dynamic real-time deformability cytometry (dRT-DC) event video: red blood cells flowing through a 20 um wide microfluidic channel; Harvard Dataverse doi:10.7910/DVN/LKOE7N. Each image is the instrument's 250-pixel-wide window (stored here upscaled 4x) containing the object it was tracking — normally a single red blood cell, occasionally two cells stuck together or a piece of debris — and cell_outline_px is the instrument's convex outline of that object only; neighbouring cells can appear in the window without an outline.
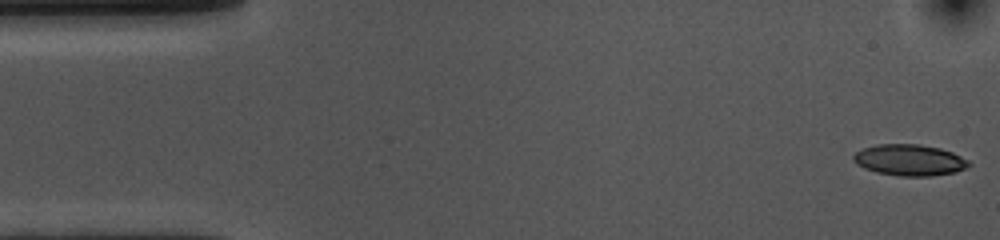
{"species": "common noctule bat (a hibernating species)", "species_latin": "Nyctalus noctula", "temperature_condition": "cold", "stored_images_in_passage": 54, "camera_frame_rate_fps": 3000, "um_per_image_px": 0.085, "animal": {"sex": "female", "body_mass_g": 10.0, "forearm_length_mm": 53.1}, "frame": {"image": 1, "passage_image": 1, "time_ms": 0.0, "image_size_px": [1000, 240], "cell_outline_px": [[972, 164], [968, 168], [956, 172], [932, 176], [900, 176], [876, 172], [864, 168], [856, 164], [852, 160], [852, 156], [856, 152], [864, 148], [876, 144], [920, 144], [940, 148], [952, 152], [968, 160]], "centroid_in_image_um": [77.32, 13.61], "position_along_channel_um": 7.7, "area_um2": 21.21}}
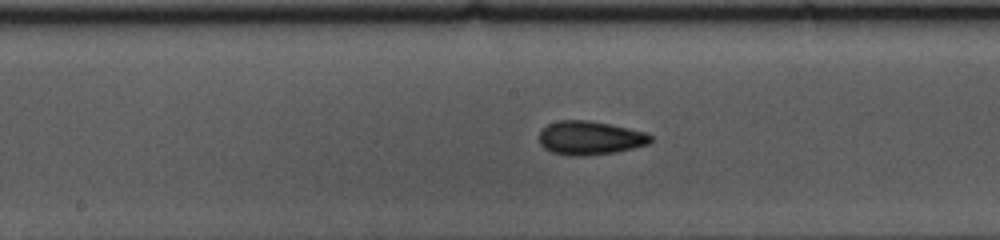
{"frame": {"image": 2, "passage_image": 26, "time_ms": 8.333, "image_size_px": [1000, 240], "cell_outline_px": [[652, 140], [648, 144], [616, 152], [584, 156], [572, 156], [552, 152], [544, 148], [540, 144], [540, 132], [548, 124], [560, 120], [588, 120], [648, 132], [652, 136]], "centroid_in_image_um": [50.16, 11.73], "position_along_channel_um": 198.0, "area_um2": 21.85}}
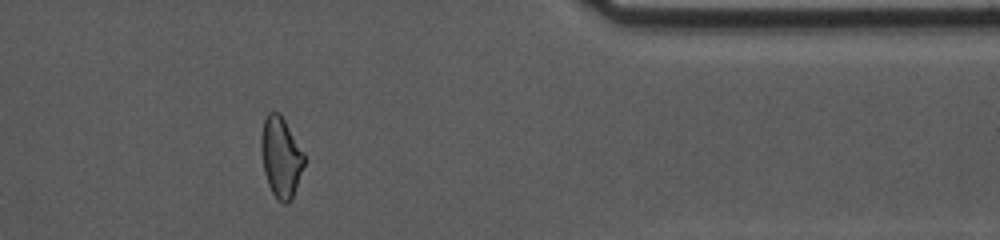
{"frame": {"image": 3, "passage_image": 44, "time_ms": 14.333, "image_size_px": [1000, 240], "cell_outline_px": [[304, 164], [292, 196], [288, 204], [280, 204], [276, 200], [268, 184], [264, 172], [260, 148], [260, 132], [264, 116], [268, 112], [280, 112], [304, 152]], "centroid_in_image_um": [23.84, 13.32], "position_along_channel_um": 387.6, "area_um2": 20.4}, "authors_computed_cell_mechanics": {"area_um2": 21.1837, "velocity_mm_per_s": 3.5806, "shape_relaxation_time_tau1_ms": 4.8186, "shape_relaxation_time_tau2_ms": 2.1831, "deformation_change_tau1": 0.1293, "deformation_change_tau2": 0.0672}}